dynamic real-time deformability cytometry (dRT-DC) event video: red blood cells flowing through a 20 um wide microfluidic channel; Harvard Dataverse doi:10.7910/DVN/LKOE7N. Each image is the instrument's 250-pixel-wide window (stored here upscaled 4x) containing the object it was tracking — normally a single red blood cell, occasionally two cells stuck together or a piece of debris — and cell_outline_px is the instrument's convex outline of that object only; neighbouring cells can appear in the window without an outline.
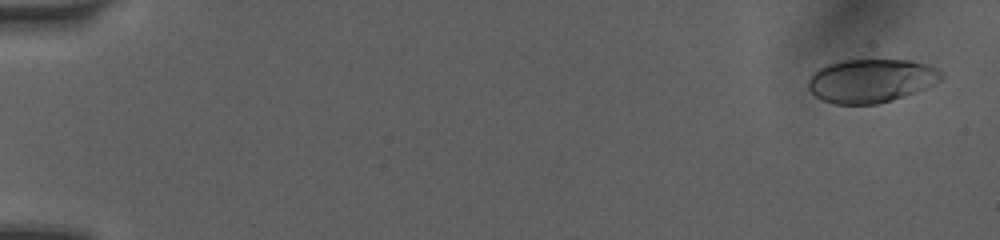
{"species": "human", "species_latin": "Homo sapiens", "temperature_condition": "room temperature", "stored_images_in_passage": 27, "camera_frame_rate_fps": 3000, "um_per_image_px": 0.085, "donor": {"sex": "female"}, "frame": {"image": 1, "passage_image": 1, "time_ms": 0.0, "image_size_px": [1000, 240], "cell_outline_px": [[944, 76], [940, 80], [916, 92], [892, 100], [876, 104], [836, 104], [824, 100], [816, 96], [808, 88], [808, 80], [820, 68], [828, 64], [844, 60], [908, 60], [924, 64], [936, 68]], "centroid_in_image_um": [74.04, 6.86], "position_along_channel_um": 11.0, "area_um2": 33.29}}
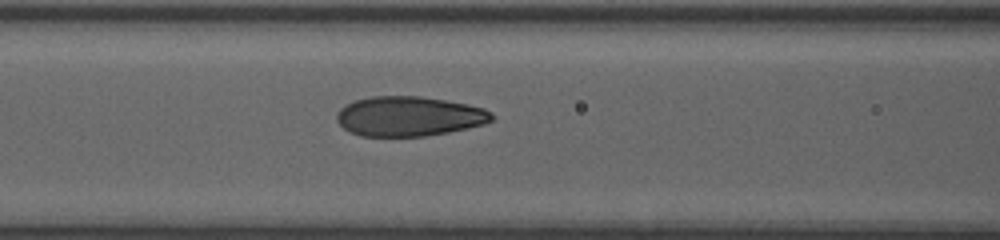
{"frame": {"image": 2, "passage_image": 12, "time_ms": 3.667, "image_size_px": [1000, 240], "cell_outline_px": [[496, 116], [492, 120], [484, 124], [468, 128], [448, 132], [424, 136], [360, 136], [348, 132], [336, 120], [336, 112], [340, 108], [356, 100], [372, 96], [420, 96], [468, 104], [484, 108], [492, 112]], "centroid_in_image_um": [34.77, 9.89], "position_along_channel_um": 131.8, "area_um2": 36.07}}
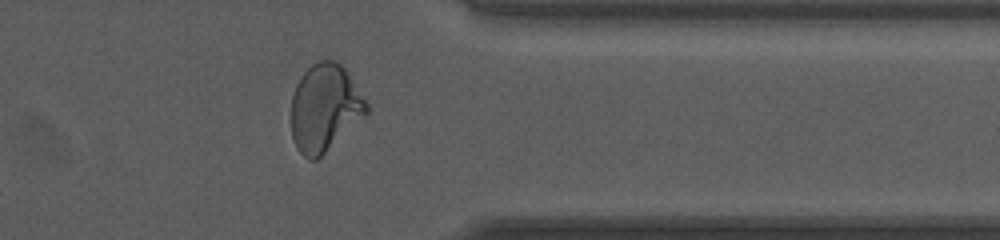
{"frame": {"image": 3, "passage_image": 22, "time_ms": 7.0, "image_size_px": [1000, 240], "cell_outline_px": [[368, 112], [364, 116], [316, 160], [308, 160], [296, 148], [292, 136], [292, 96], [296, 84], [300, 76], [312, 64], [320, 60], [336, 60], [344, 68], [368, 104]], "centroid_in_image_um": [27.58, 9.16], "position_along_channel_um": 383.8, "area_um2": 37.74}}